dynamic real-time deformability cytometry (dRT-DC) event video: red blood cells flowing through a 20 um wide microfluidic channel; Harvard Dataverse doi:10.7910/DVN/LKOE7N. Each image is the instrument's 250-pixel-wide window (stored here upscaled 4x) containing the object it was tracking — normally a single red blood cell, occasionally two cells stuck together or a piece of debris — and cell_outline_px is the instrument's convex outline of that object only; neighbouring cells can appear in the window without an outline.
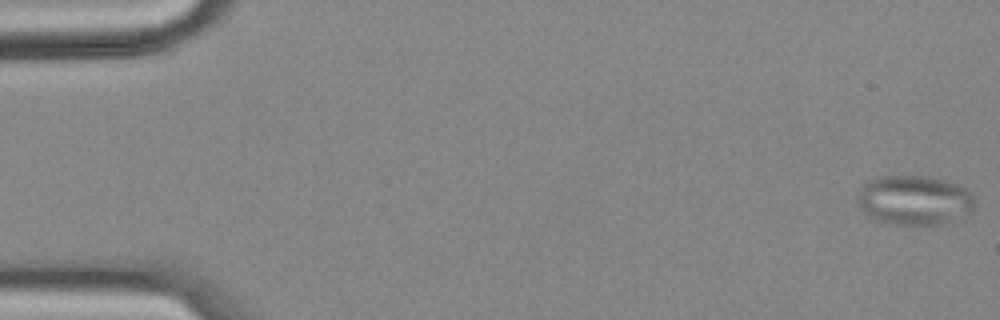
{"species": "common noctule bat (a hibernating species)", "species_latin": "Nyctalus noctula", "temperature_condition": "cold", "stored_images_in_passage": 56, "camera_frame_rate_fps": 3000, "um_per_image_px": 0.085, "animal": {"sex": "female", "body_mass_g": 18.4}, "frame": {"image": 1, "passage_image": 1, "time_ms": 0.0, "image_size_px": [1000, 320], "cell_outline_px": [[976, 204], [972, 212], [944, 224], [896, 224], [880, 220], [872, 216], [856, 200], [856, 196], [860, 188], [868, 180], [876, 176], [924, 176], [944, 180], [964, 188], [976, 200]], "centroid_in_image_um": [77.75, 17.0], "position_along_channel_um": 7.3, "area_um2": 33.47}}
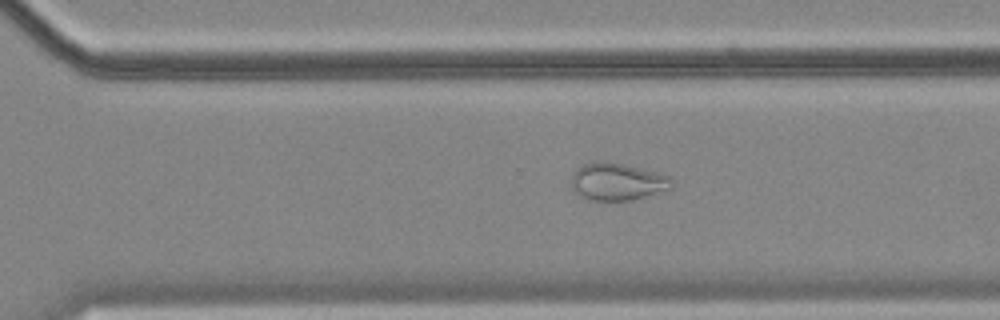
{"frame": {"image": 2, "passage_image": 39, "time_ms": 12.667, "image_size_px": [1000, 320], "cell_outline_px": [[672, 188], [632, 200], [592, 200], [580, 196], [572, 192], [572, 172], [576, 168], [584, 164], [596, 160], [624, 164], [672, 176]], "centroid_in_image_um": [52.44, 15.43], "position_along_channel_um": 318.2, "area_um2": 21.96}}
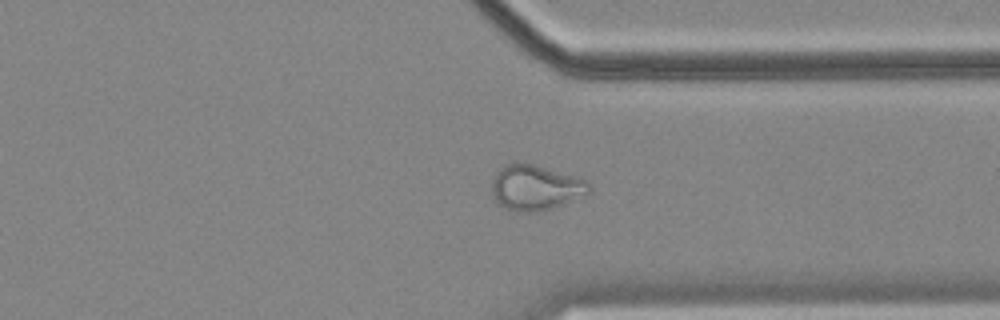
{"frame": {"image": 3, "passage_image": 43, "time_ms": 14.0, "image_size_px": [1000, 320], "cell_outline_px": [[592, 192], [552, 208], [528, 212], [516, 212], [504, 208], [492, 196], [492, 176], [504, 164], [520, 160], [576, 176], [588, 180], [592, 188]], "centroid_in_image_um": [45.5, 15.91], "position_along_channel_um": 365.9, "area_um2": 26.13}, "authors_computed_cell_mechanics": {"area_um2": 27.2527, "velocity_mm_per_s": 3.5583, "shape_relaxation_time_tau1_ms": null, "shape_relaxation_time_tau2_ms": 2.8427, "deformation_change_tau1": null, "deformation_change_tau2": 0.0758}}